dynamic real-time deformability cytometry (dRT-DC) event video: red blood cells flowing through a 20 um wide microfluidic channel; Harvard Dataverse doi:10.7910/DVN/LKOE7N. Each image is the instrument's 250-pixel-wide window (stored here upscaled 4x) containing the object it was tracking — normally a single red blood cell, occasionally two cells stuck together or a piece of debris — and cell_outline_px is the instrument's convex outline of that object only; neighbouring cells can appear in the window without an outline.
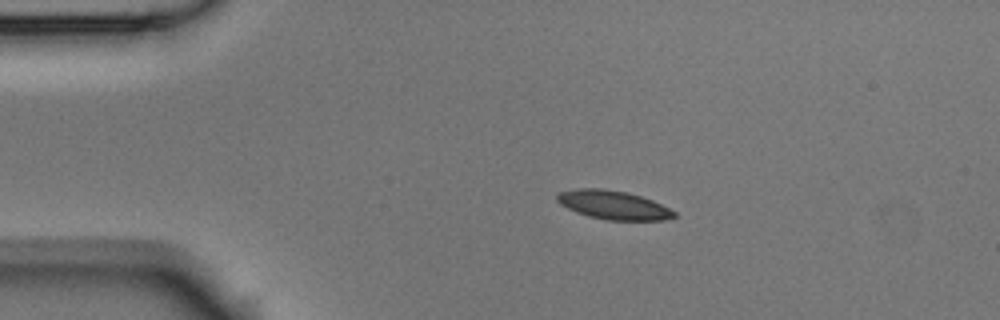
{"species": "Egyptian fruit bat (a non-hibernating species)", "species_latin": "Rousettus aegyptiacus", "temperature_condition": "room temperature", "stored_images_in_passage": 4, "camera_frame_rate_fps": 3000, "um_per_image_px": 0.085, "animal": {"sex": "male"}, "frame": {"image": 1, "passage_image": 2, "time_ms": 0.333, "image_size_px": [1000, 320], "cell_outline_px": [[676, 216], [664, 220], [604, 220], [588, 216], [576, 212], [560, 204], [556, 200], [556, 192], [576, 188], [604, 188], [624, 192], [640, 196], [652, 200], [676, 212]], "centroid_in_image_um": [52.08, 17.42], "position_along_channel_um": 32.9, "area_um2": 19.65}}
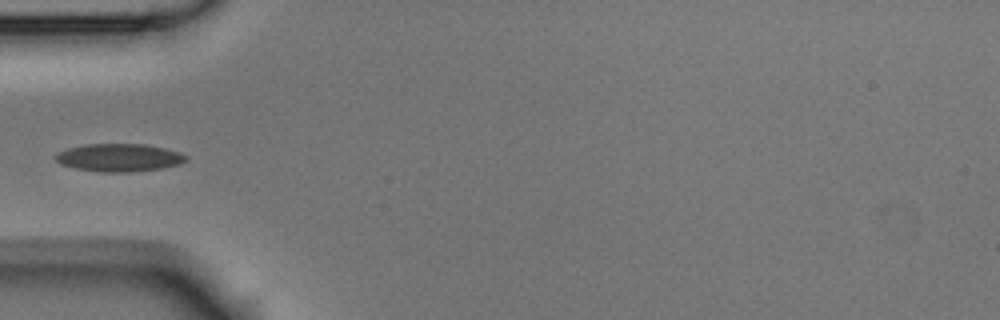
{"frame": {"image": 2, "passage_image": 4, "time_ms": 1.0, "image_size_px": [1000, 320], "cell_outline_px": [[188, 160], [180, 164], [160, 168], [128, 172], [100, 172], [76, 168], [60, 164], [52, 156], [68, 148], [84, 144], [144, 144], [164, 148], [180, 152], [188, 156]], "centroid_in_image_um": [10.13, 13.39], "position_along_channel_um": 74.9, "area_um2": 21.15}}